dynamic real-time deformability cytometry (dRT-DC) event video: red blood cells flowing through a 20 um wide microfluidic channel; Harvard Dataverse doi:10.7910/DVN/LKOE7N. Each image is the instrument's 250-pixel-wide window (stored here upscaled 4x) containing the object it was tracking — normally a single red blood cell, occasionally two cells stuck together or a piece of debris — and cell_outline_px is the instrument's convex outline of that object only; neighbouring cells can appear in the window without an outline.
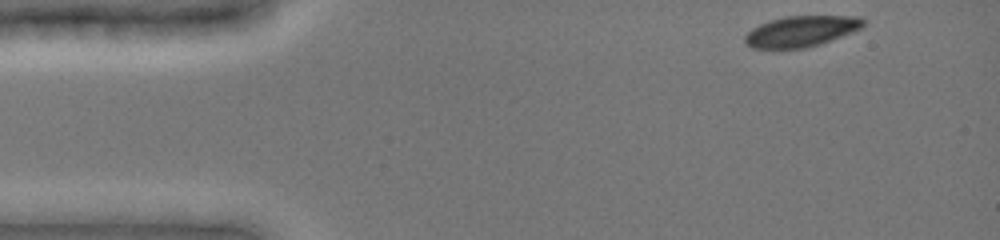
{"species": "common noctule bat (a hibernating species)", "species_latin": "Nyctalus noctula", "temperature_condition": "cold", "stored_images_in_passage": 6, "camera_frame_rate_fps": 3000, "um_per_image_px": 0.085, "animal": {"sex": "female", "body_mass_g": 19.0, "forearm_length_mm": 51.5}, "frame": {"image": 1, "passage_image": 1, "time_ms": 0.0, "image_size_px": [1000, 240], "cell_outline_px": [[864, 24], [860, 28], [852, 32], [820, 44], [804, 48], [752, 48], [744, 44], [744, 36], [752, 28], [760, 24], [784, 16], [860, 16], [864, 20]], "centroid_in_image_um": [68.07, 2.66], "position_along_channel_um": 16.9, "area_um2": 21.15}}
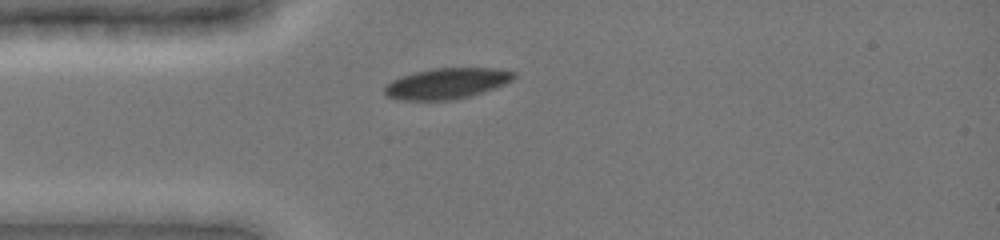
{"frame": {"image": 2, "passage_image": 4, "time_ms": 2.667, "image_size_px": [1000, 240], "cell_outline_px": [[516, 76], [512, 80], [496, 88], [468, 96], [452, 100], [400, 100], [388, 96], [384, 92], [384, 88], [392, 80], [416, 72], [432, 68], [496, 68], [516, 72]], "centroid_in_image_um": [38.01, 7.09], "position_along_channel_um": 47.0, "area_um2": 23.0}}
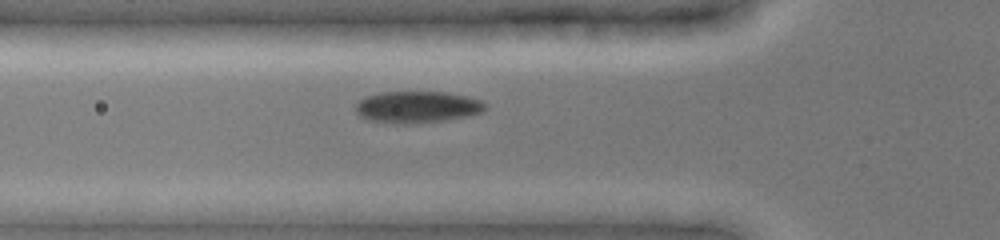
{"frame": {"image": 3, "passage_image": 6, "time_ms": 4.0, "image_size_px": [1000, 240], "cell_outline_px": [[488, 108], [484, 112], [468, 116], [448, 120], [404, 124], [392, 124], [368, 120], [360, 116], [356, 112], [356, 104], [360, 100], [368, 96], [380, 92], [448, 92], [480, 100]], "centroid_in_image_um": [35.47, 9.11], "position_along_channel_um": 90.3, "area_um2": 24.04}}